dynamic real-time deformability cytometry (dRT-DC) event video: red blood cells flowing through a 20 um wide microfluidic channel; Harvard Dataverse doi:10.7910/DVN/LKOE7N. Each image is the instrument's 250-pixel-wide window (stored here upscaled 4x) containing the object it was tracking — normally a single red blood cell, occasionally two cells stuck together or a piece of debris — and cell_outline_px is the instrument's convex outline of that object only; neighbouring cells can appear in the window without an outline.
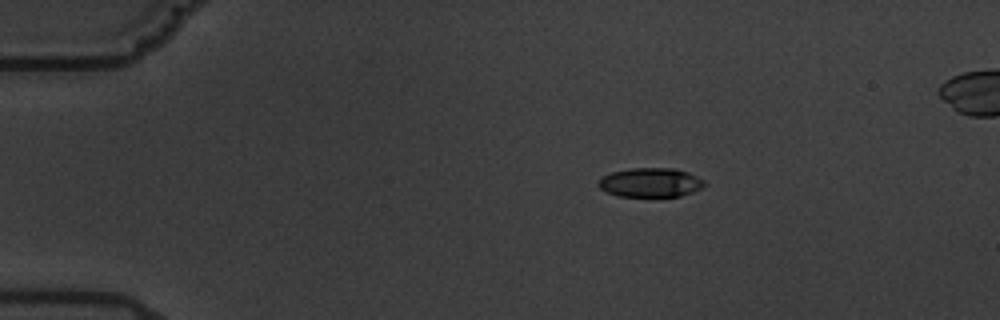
{"species": "common noctule bat (a hibernating species)", "species_latin": "Nyctalus noctula", "temperature_condition": "warm", "stored_images_in_passage": 4, "segment_of_instrument_passage": [1, 2], "camera_frame_rate_fps": 3000, "um_per_image_px": 0.085, "animal": {"sex": "male", "body_mass_g": 19.5, "forearm_length_mm": 54.6}, "frame": {"image": 1, "passage_image": 1, "time_ms": 0.0, "image_size_px": [1000, 320], "cell_outline_px": [[708, 184], [692, 192], [680, 196], [620, 196], [608, 192], [600, 188], [596, 184], [604, 176], [612, 172], [632, 168], [672, 168], [688, 172], [704, 180]], "centroid_in_image_um": [55.32, 15.51], "position_along_channel_um": 29.7, "area_um2": 17.86}}